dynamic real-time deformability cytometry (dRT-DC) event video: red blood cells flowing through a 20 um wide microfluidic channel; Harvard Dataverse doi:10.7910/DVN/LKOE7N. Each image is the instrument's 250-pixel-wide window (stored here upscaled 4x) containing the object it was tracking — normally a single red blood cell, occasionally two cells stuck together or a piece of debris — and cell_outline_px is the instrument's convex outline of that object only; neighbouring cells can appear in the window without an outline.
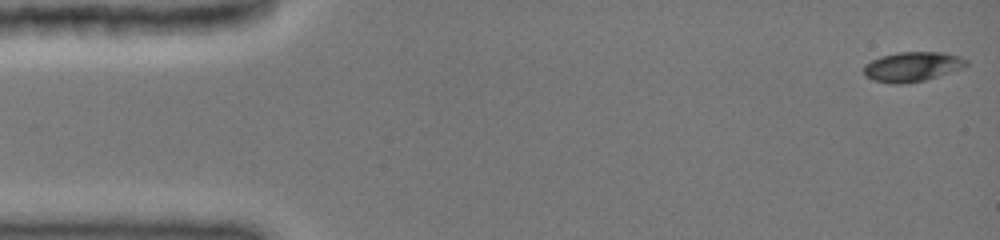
{"species": "common noctule bat (a hibernating species)", "species_latin": "Nyctalus noctula", "temperature_condition": "cold", "stored_images_in_passage": 10, "camera_frame_rate_fps": 3000, "um_per_image_px": 0.085, "animal": {"sex": "female", "body_mass_g": 19.0, "forearm_length_mm": 51.5}, "frame": {"image": 1, "passage_image": 1, "time_ms": 0.0, "image_size_px": [1000, 240], "cell_outline_px": [[968, 64], [960, 68], [924, 80], [896, 84], [872, 80], [864, 76], [864, 68], [872, 60], [884, 56], [900, 52], [940, 52], [960, 56], [968, 60]], "centroid_in_image_um": [77.54, 5.66], "position_along_channel_um": 7.5, "area_um2": 17.22}}
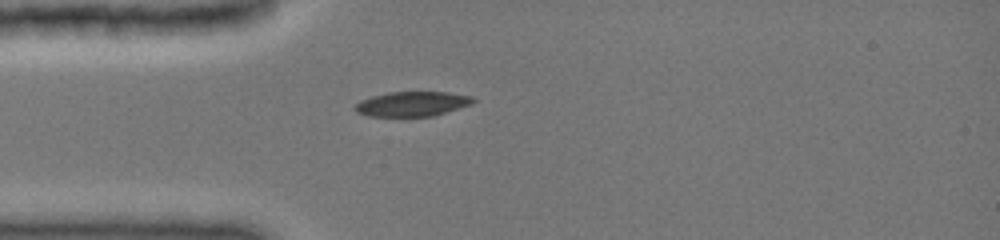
{"frame": {"image": 2, "passage_image": 9, "time_ms": 4.0, "image_size_px": [1000, 240], "cell_outline_px": [[476, 100], [468, 104], [432, 116], [368, 116], [356, 112], [352, 108], [360, 100], [372, 96], [392, 92], [444, 92], [472, 96]], "centroid_in_image_um": [34.95, 8.83], "position_along_channel_um": 50.0, "area_um2": 16.7}}